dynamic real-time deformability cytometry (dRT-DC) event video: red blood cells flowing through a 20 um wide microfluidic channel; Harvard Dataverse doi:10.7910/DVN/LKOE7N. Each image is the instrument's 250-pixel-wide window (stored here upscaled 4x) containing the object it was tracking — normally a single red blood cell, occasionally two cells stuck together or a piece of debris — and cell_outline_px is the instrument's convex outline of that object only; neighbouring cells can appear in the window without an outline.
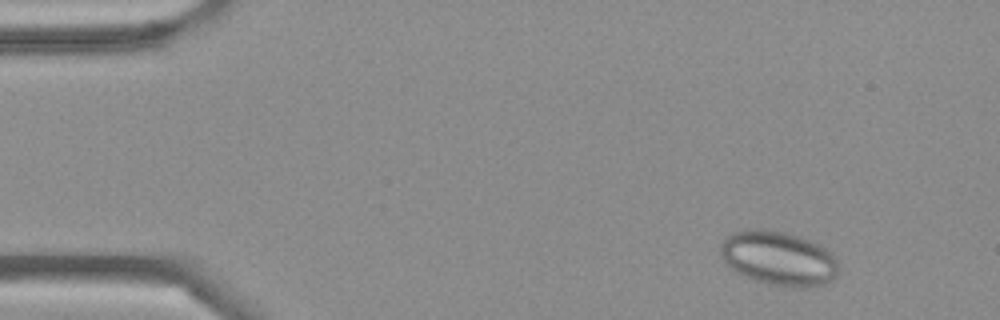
{"species": "Egyptian fruit bat (a non-hibernating species)", "species_latin": "Rousettus aegyptiacus", "temperature_condition": "cold", "stored_images_in_passage": 4, "camera_frame_rate_fps": 3000, "um_per_image_px": 0.085, "frame": {"image": 1, "passage_image": 1, "time_ms": 0.0, "image_size_px": [1000, 320], "cell_outline_px": [[836, 276], [832, 280], [824, 284], [808, 288], [784, 288], [768, 284], [744, 276], [736, 272], [720, 256], [720, 244], [724, 236], [732, 232], [744, 228], [764, 228], [784, 232], [820, 244], [836, 260]], "centroid_in_image_um": [66.12, 21.95], "position_along_channel_um": 18.9, "area_um2": 37.69}}